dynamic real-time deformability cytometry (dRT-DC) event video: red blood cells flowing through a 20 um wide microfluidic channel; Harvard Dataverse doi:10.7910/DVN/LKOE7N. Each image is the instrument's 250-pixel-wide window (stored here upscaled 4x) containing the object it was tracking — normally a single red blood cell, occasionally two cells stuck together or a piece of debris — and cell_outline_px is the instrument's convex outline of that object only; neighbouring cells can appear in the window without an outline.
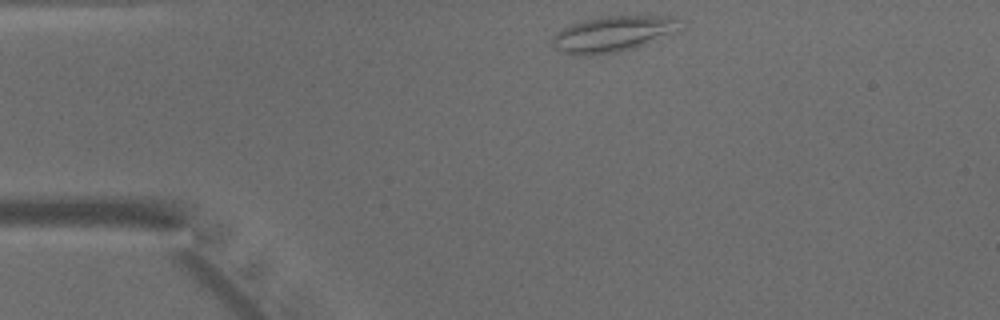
{"species": "common noctule bat (a hibernating species)", "species_latin": "Nyctalus noctula", "temperature_condition": "warm", "stored_images_in_passage": 39, "camera_frame_rate_fps": 3000, "um_per_image_px": 0.085, "animal": {"sex": "male", "body_mass_g": 15.6}, "frame": {"image": 1, "passage_image": 1, "time_ms": 0.0, "image_size_px": [1000, 320], "cell_outline_px": [[676, 28], [636, 48], [620, 52], [588, 56], [572, 56], [556, 48], [552, 44], [552, 36], [564, 28], [572, 24], [584, 20], [604, 16], [676, 16]], "centroid_in_image_um": [51.95, 2.91], "position_along_channel_um": 33.0, "area_um2": 25.95}}
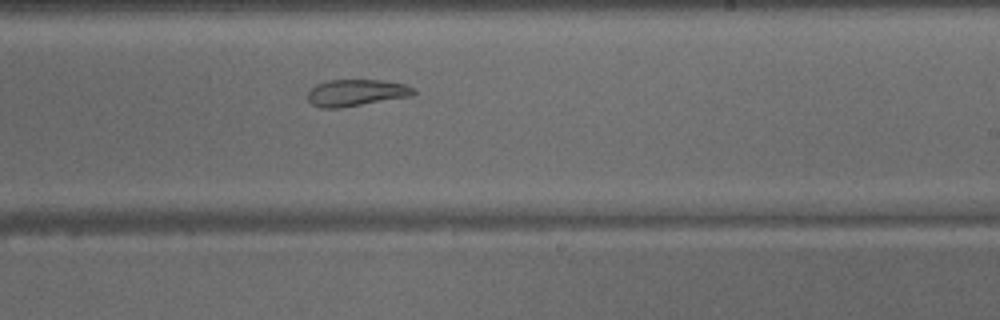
{"frame": {"image": 2, "passage_image": 20, "time_ms": 6.333, "image_size_px": [1000, 320], "cell_outline_px": [[416, 92], [412, 96], [340, 108], [320, 108], [312, 104], [308, 100], [308, 92], [316, 84], [328, 80], [380, 80], [404, 84], [416, 88]], "centroid_in_image_um": [30.29, 7.88], "position_along_channel_um": 258.7, "area_um2": 16.53}}
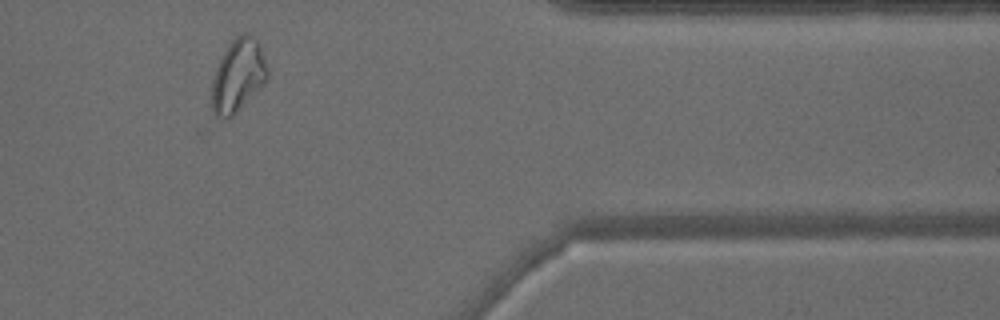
{"frame": {"image": 3, "passage_image": 31, "time_ms": 10.0, "image_size_px": [1000, 320], "cell_outline_px": [[268, 80], [228, 120], [220, 120], [216, 116], [212, 108], [212, 76], [224, 52], [232, 40], [240, 32], [244, 32], [252, 36], [260, 44], [264, 56], [268, 72]], "centroid_in_image_um": [20.23, 6.43], "position_along_channel_um": 391.2, "area_um2": 23.7}}